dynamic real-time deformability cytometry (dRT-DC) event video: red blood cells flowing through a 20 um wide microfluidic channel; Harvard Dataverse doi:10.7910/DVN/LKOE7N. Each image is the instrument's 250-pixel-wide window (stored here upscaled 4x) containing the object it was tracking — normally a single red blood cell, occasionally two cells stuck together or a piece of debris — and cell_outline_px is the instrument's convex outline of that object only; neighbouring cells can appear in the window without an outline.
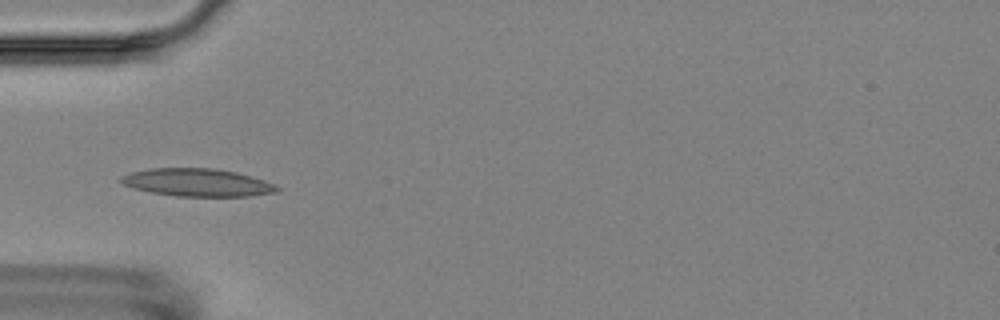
{"species": "Egyptian fruit bat (a non-hibernating species)", "species_latin": "Rousettus aegyptiacus", "temperature_condition": "room temperature", "stored_images_in_passage": 8, "camera_frame_rate_fps": 3000, "um_per_image_px": 0.085, "animal": {"sex": "female"}, "frame": {"image": 1, "passage_image": 5, "time_ms": 4.667, "image_size_px": [1000, 320], "cell_outline_px": [[280, 192], [248, 196], [176, 196], [152, 192], [132, 188], [124, 184], [120, 180], [120, 176], [132, 172], [152, 168], [212, 168], [236, 172], [264, 180], [276, 184], [280, 188]], "centroid_in_image_um": [16.81, 15.51], "position_along_channel_um": 68.2, "area_um2": 25.2}}
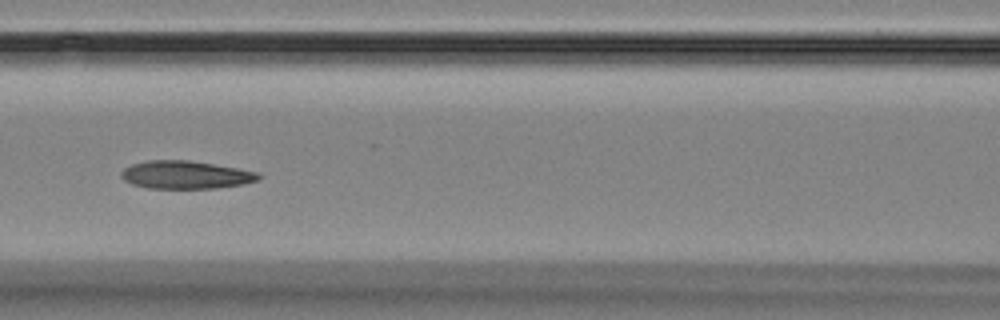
{"frame": {"image": 2, "passage_image": 7, "time_ms": 7.0, "image_size_px": [1000, 320], "cell_outline_px": [[260, 180], [244, 184], [216, 188], [148, 188], [132, 184], [124, 180], [120, 176], [120, 172], [124, 168], [132, 164], [148, 160], [188, 160], [260, 172]], "centroid_in_image_um": [15.78, 14.86], "position_along_channel_um": 150.8, "area_um2": 22.37}}
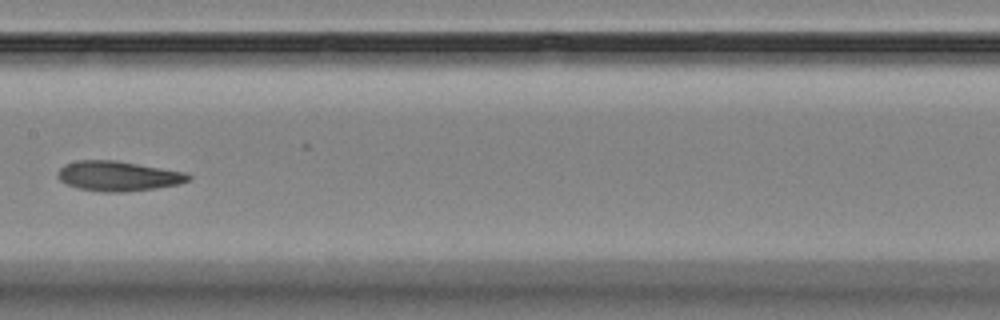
{"frame": {"image": 3, "passage_image": 8, "time_ms": 8.333, "image_size_px": [1000, 320], "cell_outline_px": [[192, 180], [180, 184], [156, 188], [124, 192], [104, 192], [76, 188], [60, 180], [56, 176], [56, 172], [64, 164], [76, 160], [116, 160], [188, 172], [192, 176]], "centroid_in_image_um": [10.07, 14.96], "position_along_channel_um": 197.3, "area_um2": 23.18}}